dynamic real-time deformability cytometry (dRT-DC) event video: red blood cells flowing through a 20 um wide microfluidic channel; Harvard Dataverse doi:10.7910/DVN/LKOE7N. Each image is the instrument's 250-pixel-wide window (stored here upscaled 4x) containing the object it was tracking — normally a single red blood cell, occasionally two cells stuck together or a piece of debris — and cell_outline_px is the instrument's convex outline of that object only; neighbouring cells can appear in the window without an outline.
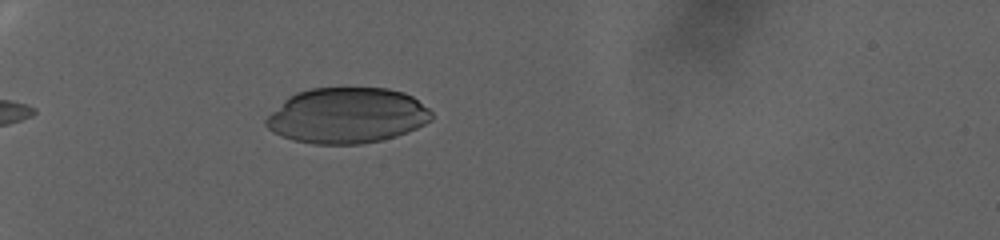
{"species": "human", "species_latin": "Homo sapiens", "temperature_condition": "warm", "stored_images_in_passage": 61, "camera_frame_rate_fps": 3000, "um_per_image_px": 0.085, "donor": {"sex": "female"}, "frame": {"image": 1, "passage_image": 21, "time_ms": 6.667, "image_size_px": [1000, 240], "cell_outline_px": [[432, 120], [408, 132], [396, 136], [380, 140], [360, 144], [312, 144], [292, 140], [272, 132], [264, 124], [264, 120], [288, 96], [296, 92], [312, 88], [388, 88], [404, 92], [412, 96], [428, 108], [432, 112]], "centroid_in_image_um": [29.49, 9.82], "position_along_channel_um": 55.5, "area_um2": 53.75}}
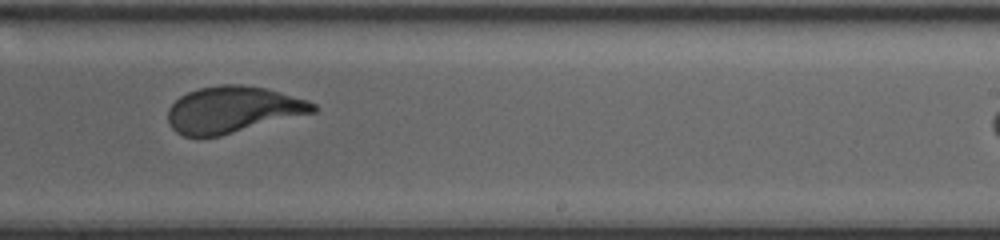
{"frame": {"image": 2, "passage_image": 42, "time_ms": 13.667, "image_size_px": [1000, 240], "cell_outline_px": [[316, 112], [220, 136], [196, 140], [184, 136], [176, 132], [172, 128], [168, 120], [168, 108], [180, 96], [188, 92], [200, 88], [220, 84], [244, 84], [268, 88], [308, 100], [316, 104]], "centroid_in_image_um": [19.77, 9.34], "position_along_channel_um": 269.2, "area_um2": 39.94}}
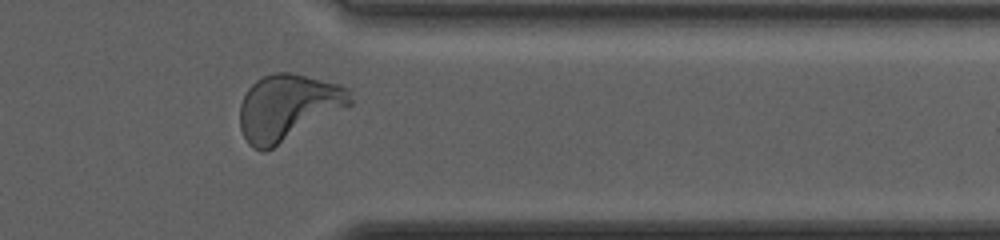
{"frame": {"image": 3, "passage_image": 56, "time_ms": 18.333, "image_size_px": [1000, 240], "cell_outline_px": [[352, 104], [272, 148], [264, 152], [252, 148], [248, 144], [240, 128], [240, 104], [248, 88], [256, 80], [272, 72], [288, 72], [340, 84], [348, 88], [352, 92]], "centroid_in_image_um": [24.45, 9.11], "position_along_channel_um": 386.9, "area_um2": 42.19}}